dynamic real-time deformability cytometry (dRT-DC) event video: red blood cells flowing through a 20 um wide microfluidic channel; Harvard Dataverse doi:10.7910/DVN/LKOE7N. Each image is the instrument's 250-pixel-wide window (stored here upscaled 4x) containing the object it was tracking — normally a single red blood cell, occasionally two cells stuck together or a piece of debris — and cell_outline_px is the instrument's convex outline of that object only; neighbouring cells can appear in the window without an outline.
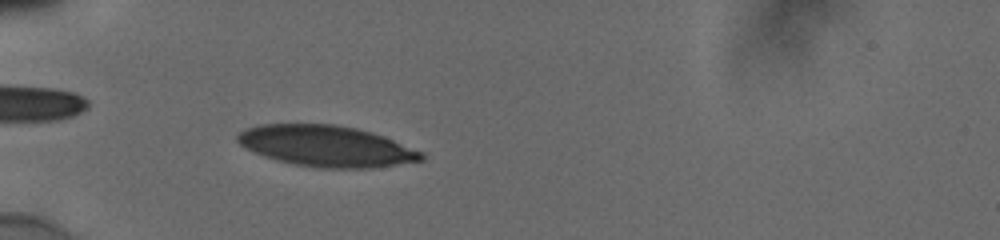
{"species": "human", "species_latin": "Homo sapiens", "temperature_condition": "cold", "stored_images_in_passage": 50, "camera_frame_rate_fps": 3000, "um_per_image_px": 0.085, "donor": {"sex": "male"}, "frame": {"image": 1, "passage_image": 14, "time_ms": 4.333, "image_size_px": [1000, 240], "cell_outline_px": [[424, 160], [372, 168], [320, 168], [292, 164], [264, 156], [240, 144], [236, 140], [236, 136], [240, 132], [248, 128], [260, 124], [332, 124], [356, 128], [372, 132], [392, 140], [420, 152], [424, 156]], "centroid_in_image_um": [27.71, 12.42], "position_along_channel_um": 57.3, "area_um2": 43.47}}
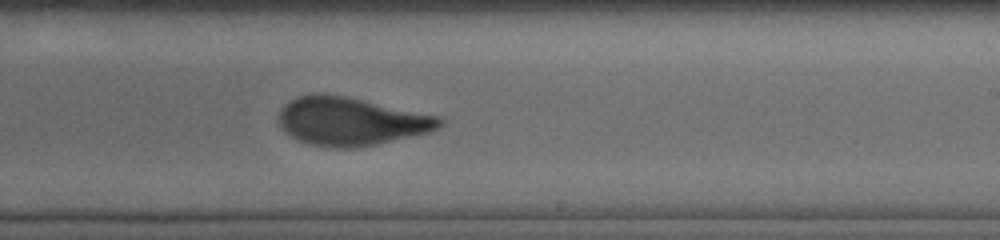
{"frame": {"image": 2, "passage_image": 31, "time_ms": 10.0, "image_size_px": [1000, 240], "cell_outline_px": [[444, 124], [428, 132], [376, 144], [356, 148], [332, 148], [308, 144], [292, 136], [280, 124], [280, 108], [284, 104], [296, 96], [316, 92], [344, 96], [440, 116], [444, 120]], "centroid_in_image_um": [29.82, 10.3], "position_along_channel_um": 259.2, "area_um2": 44.91}}
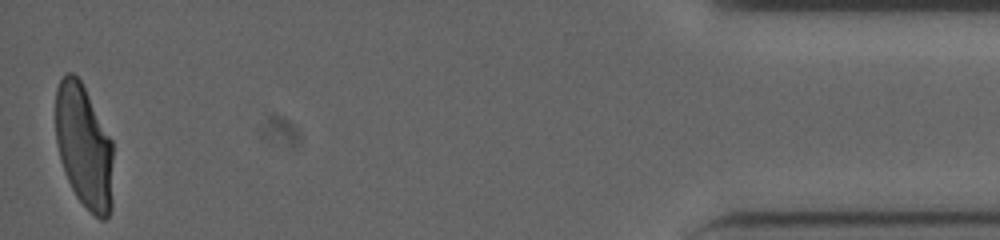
{"frame": {"image": 3, "passage_image": 50, "time_ms": 16.333, "image_size_px": [1000, 240], "cell_outline_px": [[112, 208], [108, 216], [104, 220], [100, 220], [76, 196], [68, 180], [60, 160], [56, 140], [56, 88], [64, 72], [72, 72], [80, 80], [112, 140]], "centroid_in_image_um": [7.14, 12.44], "position_along_channel_um": 428.1, "area_um2": 41.27}, "authors_computed_cell_mechanics": {"area_um2": 43.5234, "velocity_mm_per_s": 3.8546, "shape_relaxation_time_tau1_ms": 6.3564, "shape_relaxation_time_tau2_ms": 0.681, "deformation_change_tau1": 0.2015, "deformation_change_tau2": 0.0628}}